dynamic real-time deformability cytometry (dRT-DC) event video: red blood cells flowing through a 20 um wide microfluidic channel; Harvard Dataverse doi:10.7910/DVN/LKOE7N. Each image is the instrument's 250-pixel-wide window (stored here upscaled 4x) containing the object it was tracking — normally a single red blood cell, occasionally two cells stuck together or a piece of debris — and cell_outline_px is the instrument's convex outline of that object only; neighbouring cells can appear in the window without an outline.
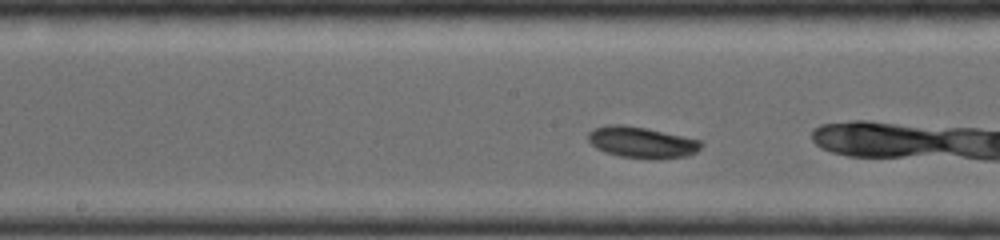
{"species": "common noctule bat (a hibernating species)", "species_latin": "Nyctalus noctula", "temperature_condition": "room temperature", "stored_images_in_passage": 31, "camera_frame_rate_fps": 4000, "um_per_image_px": 0.085, "animal": {"sex": "female", "body_mass_g": 19.0, "forearm_length_mm": 56.7}, "frame": {"image": 1, "passage_image": 10, "time_ms": 2.75, "image_size_px": [1000, 240], "cell_outline_px": [[704, 144], [696, 152], [688, 156], [656, 160], [652, 160], [620, 156], [604, 152], [596, 148], [588, 140], [588, 132], [596, 128], [608, 124], [624, 124], [644, 128], [700, 140]], "centroid_in_image_um": [54.55, 12.12], "position_along_channel_um": 193.7, "area_um2": 20.63}}
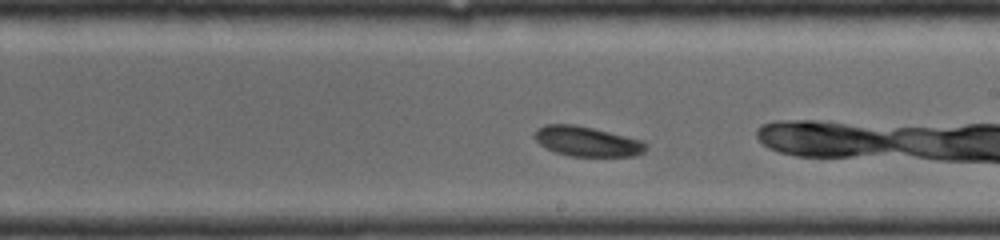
{"frame": {"image": 2, "passage_image": 14, "time_ms": 3.75, "image_size_px": [1000, 240], "cell_outline_px": [[648, 148], [644, 152], [636, 156], [568, 156], [556, 152], [540, 144], [532, 136], [536, 128], [544, 124], [576, 124], [644, 140], [648, 144]], "centroid_in_image_um": [49.92, 12.01], "position_along_channel_um": 239.1, "area_um2": 19.71}}